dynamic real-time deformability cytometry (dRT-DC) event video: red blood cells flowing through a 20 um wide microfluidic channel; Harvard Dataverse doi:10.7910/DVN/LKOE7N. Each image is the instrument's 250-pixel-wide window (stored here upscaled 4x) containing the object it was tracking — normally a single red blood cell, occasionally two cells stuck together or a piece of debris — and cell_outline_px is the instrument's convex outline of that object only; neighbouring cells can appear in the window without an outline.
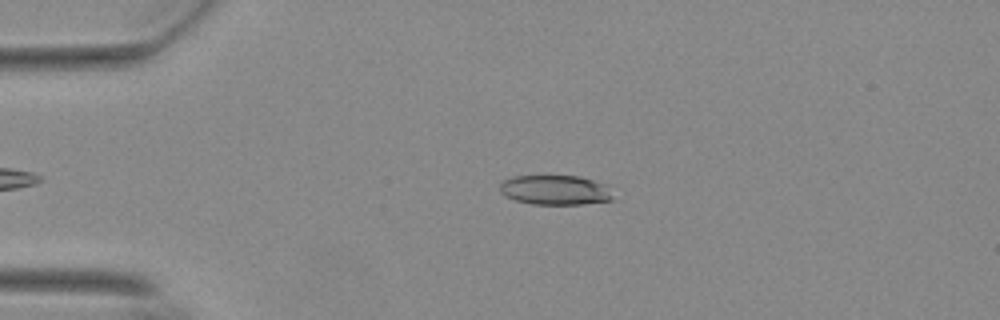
{"species": "Egyptian fruit bat (a non-hibernating species)", "species_latin": "Rousettus aegyptiacus", "temperature_condition": "warm", "stored_images_in_passage": 47, "camera_frame_rate_fps": 3000, "um_per_image_px": 0.085, "animal": {"sex": "female"}, "frame": {"image": 1, "passage_image": 11, "time_ms": 3.333, "image_size_px": [1000, 320], "cell_outline_px": [[612, 200], [584, 204], [532, 204], [516, 200], [504, 196], [500, 192], [500, 184], [504, 180], [516, 176], [580, 176], [608, 184], [612, 196]], "centroid_in_image_um": [47.22, 16.15], "position_along_channel_um": 37.8, "area_um2": 19.65}}
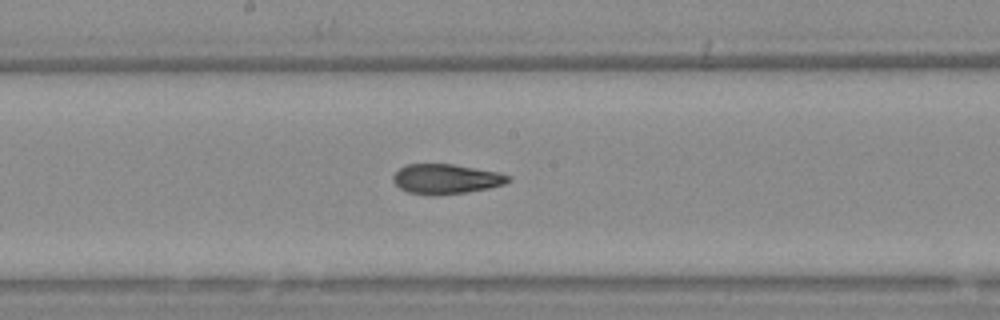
{"frame": {"image": 2, "passage_image": 28, "time_ms": 9.0, "image_size_px": [1000, 320], "cell_outline_px": [[512, 180], [504, 184], [488, 188], [468, 192], [436, 196], [432, 196], [408, 192], [400, 188], [392, 180], [392, 176], [400, 168], [408, 164], [452, 164], [496, 172], [512, 176]], "centroid_in_image_um": [37.91, 15.23], "position_along_channel_um": 210.3, "area_um2": 20.06}}
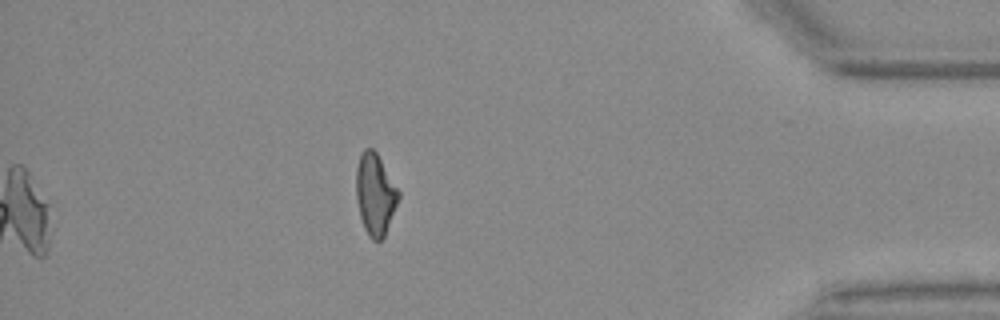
{"frame": {"image": 3, "passage_image": 47, "time_ms": 15.333, "image_size_px": [1000, 320], "cell_outline_px": [[400, 196], [384, 236], [380, 240], [372, 240], [368, 236], [364, 228], [360, 216], [356, 200], [356, 168], [360, 156], [364, 148], [372, 148], [376, 152], [400, 192]], "centroid_in_image_um": [31.87, 16.51], "position_along_channel_um": 403.3, "area_um2": 19.94}, "authors_computed_cell_mechanics": {"area_um2": 20.6346, "velocity_mm_per_s": 3.7183, "shape_relaxation_time_tau1_ms": null, "shape_relaxation_time_tau2_ms": 3.1216, "deformation_change_tau1": null, "deformation_change_tau2": 0.109}}